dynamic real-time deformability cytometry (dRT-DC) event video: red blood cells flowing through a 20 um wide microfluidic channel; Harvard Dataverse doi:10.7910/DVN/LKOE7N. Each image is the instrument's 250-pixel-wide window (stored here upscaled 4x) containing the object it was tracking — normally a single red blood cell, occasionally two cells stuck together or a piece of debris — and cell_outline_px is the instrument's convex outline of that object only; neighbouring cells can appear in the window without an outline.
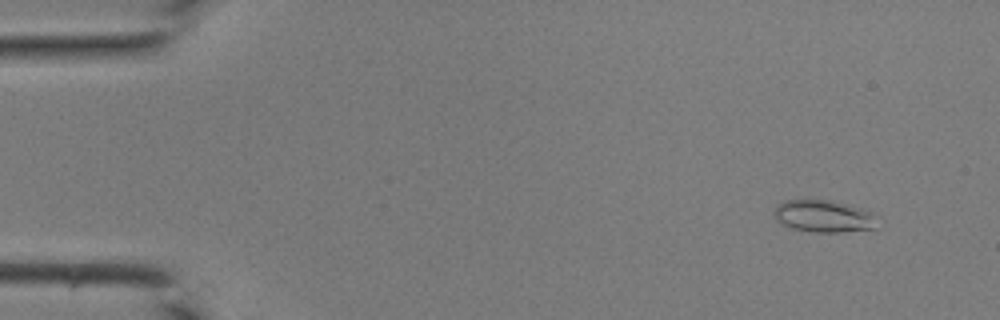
{"species": "common noctule bat (a hibernating species)", "species_latin": "Nyctalus noctula", "temperature_condition": "room temperature", "stored_images_in_passage": 44, "camera_frame_rate_fps": 3000, "um_per_image_px": 0.085, "animal": {"sex": "male", "body_mass_g": 19.0, "forearm_length_mm": 50.8}, "frame": {"image": 1, "passage_image": 4, "time_ms": 1.0, "image_size_px": [1000, 320], "cell_outline_px": [[880, 216], [876, 228], [840, 232], [816, 232], [792, 228], [780, 224], [776, 220], [772, 212], [776, 204], [784, 200], [828, 200], [868, 208], [876, 212]], "centroid_in_image_um": [70.08, 18.36], "position_along_channel_um": 14.9, "area_um2": 20.06}}
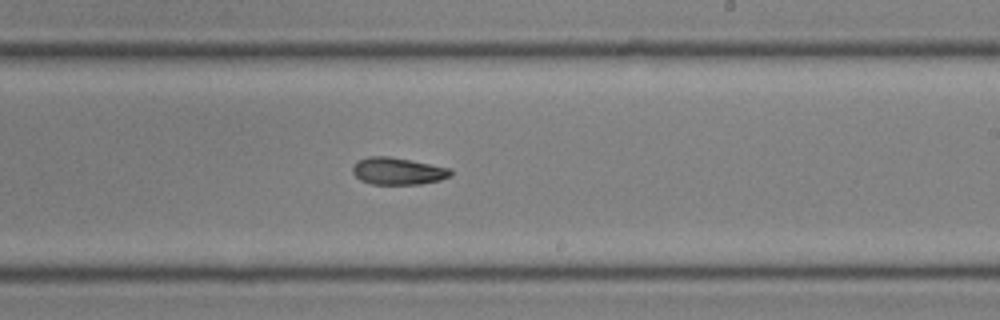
{"frame": {"image": 2, "passage_image": 27, "time_ms": 8.667, "image_size_px": [1000, 320], "cell_outline_px": [[452, 176], [440, 180], [420, 184], [372, 184], [360, 180], [352, 172], [352, 164], [356, 160], [368, 156], [388, 156], [452, 168]], "centroid_in_image_um": [33.8, 14.54], "position_along_channel_um": 255.2, "area_um2": 15.66}}
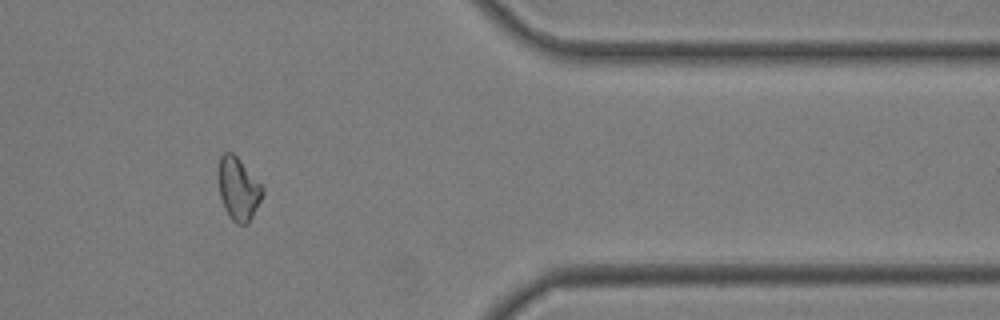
{"frame": {"image": 3, "passage_image": 37, "time_ms": 12.0, "image_size_px": [1000, 320], "cell_outline_px": [[264, 192], [248, 224], [236, 224], [228, 216], [224, 208], [220, 196], [216, 176], [216, 172], [220, 156], [224, 152], [232, 152], [236, 156], [264, 188]], "centroid_in_image_um": [20.2, 16.04], "position_along_channel_um": 391.2, "area_um2": 16.3}}